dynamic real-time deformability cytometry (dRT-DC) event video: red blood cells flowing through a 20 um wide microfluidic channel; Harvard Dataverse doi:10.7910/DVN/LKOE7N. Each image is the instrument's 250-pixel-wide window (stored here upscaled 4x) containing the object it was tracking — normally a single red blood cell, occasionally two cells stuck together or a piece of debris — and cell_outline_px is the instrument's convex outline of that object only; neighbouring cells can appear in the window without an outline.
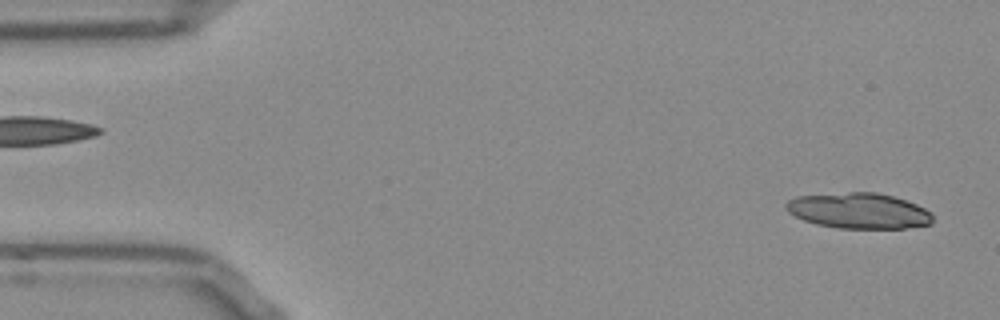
{"species": "Egyptian fruit bat (a non-hibernating species)", "species_latin": "Rousettus aegyptiacus", "temperature_condition": "room temperature", "stored_images_in_passage": 14, "camera_frame_rate_fps": 3000, "um_per_image_px": 0.085, "frame": {"image": 1, "passage_image": 2, "time_ms": 0.333, "image_size_px": [1000, 320], "cell_outline_px": [[932, 224], [904, 228], [840, 228], [816, 224], [804, 220], [788, 212], [784, 204], [788, 200], [796, 196], [848, 192], [876, 192], [892, 196], [916, 204], [932, 212]], "centroid_in_image_um": [72.99, 17.91], "position_along_channel_um": 12.0, "area_um2": 30.4}}
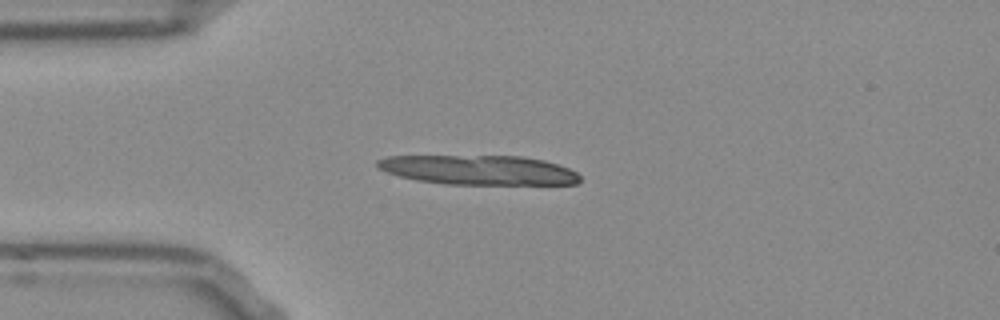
{"frame": {"image": 2, "passage_image": 12, "time_ms": 3.667, "image_size_px": [1000, 320], "cell_outline_px": [[580, 180], [576, 184], [448, 184], [416, 180], [400, 176], [376, 168], [376, 160], [388, 156], [524, 156], [544, 160], [568, 168], [576, 172], [580, 176]], "centroid_in_image_um": [40.67, 14.44], "position_along_channel_um": 44.3, "area_um2": 34.8}}